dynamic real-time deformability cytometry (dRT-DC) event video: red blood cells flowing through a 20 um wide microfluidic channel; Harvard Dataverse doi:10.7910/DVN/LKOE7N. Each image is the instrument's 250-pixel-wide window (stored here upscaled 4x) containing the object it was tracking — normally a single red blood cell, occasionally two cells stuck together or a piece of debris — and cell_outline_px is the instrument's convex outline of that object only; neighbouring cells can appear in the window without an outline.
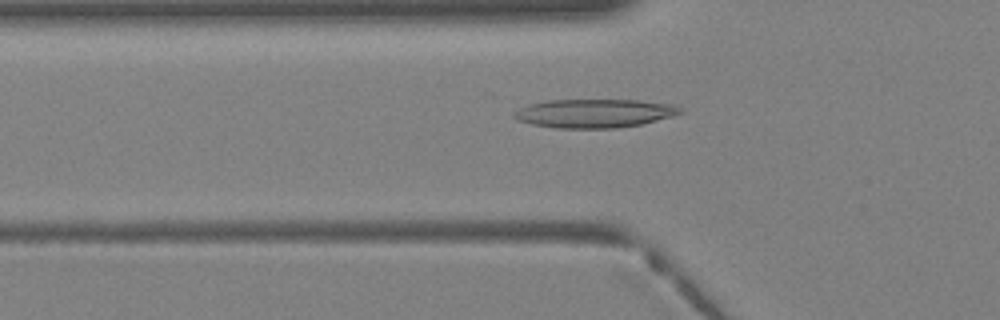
{"species": "Egyptian fruit bat (a non-hibernating species)", "species_latin": "Rousettus aegyptiacus", "temperature_condition": "warm", "stored_images_in_passage": 40, "camera_frame_rate_fps": 3000, "um_per_image_px": 0.085, "animal": {"sex": "female"}, "frame": {"image": 1, "passage_image": 14, "time_ms": 4.333, "image_size_px": [1000, 320], "cell_outline_px": [[684, 112], [672, 116], [640, 124], [612, 128], [556, 128], [532, 124], [520, 120], [512, 116], [512, 112], [528, 104], [548, 100], [640, 100], [676, 104], [684, 108]], "centroid_in_image_um": [50.56, 9.62], "position_along_channel_um": 75.2, "area_um2": 27.8}}
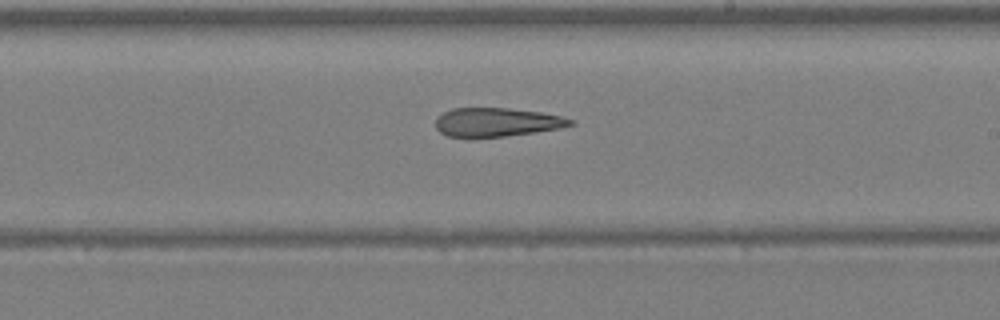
{"frame": {"image": 2, "passage_image": 24, "time_ms": 7.667, "image_size_px": [1000, 320], "cell_outline_px": [[576, 124], [564, 128], [504, 136], [448, 136], [440, 132], [436, 128], [436, 116], [452, 108], [508, 108], [540, 112], [564, 116], [576, 120]], "centroid_in_image_um": [42.3, 10.37], "position_along_channel_um": 246.7, "area_um2": 22.6}}
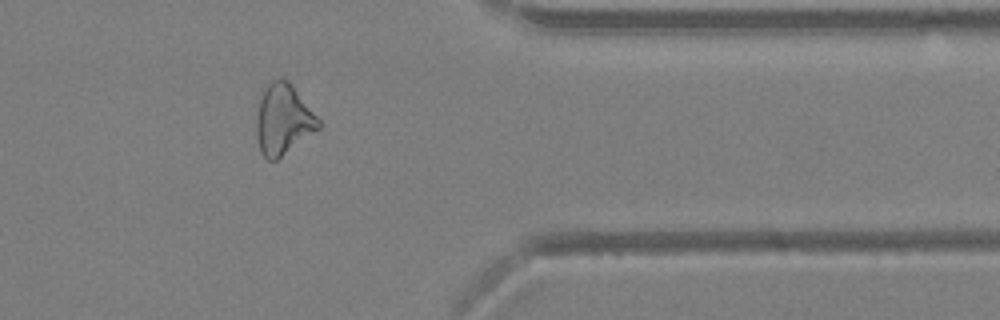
{"frame": {"image": 3, "passage_image": 33, "time_ms": 10.667, "image_size_px": [1000, 320], "cell_outline_px": [[324, 124], [320, 128], [276, 160], [268, 160], [260, 152], [256, 132], [256, 120], [260, 100], [264, 88], [272, 80], [288, 80], [292, 84]], "centroid_in_image_um": [24.09, 10.16], "position_along_channel_um": 387.3, "area_um2": 25.37}}